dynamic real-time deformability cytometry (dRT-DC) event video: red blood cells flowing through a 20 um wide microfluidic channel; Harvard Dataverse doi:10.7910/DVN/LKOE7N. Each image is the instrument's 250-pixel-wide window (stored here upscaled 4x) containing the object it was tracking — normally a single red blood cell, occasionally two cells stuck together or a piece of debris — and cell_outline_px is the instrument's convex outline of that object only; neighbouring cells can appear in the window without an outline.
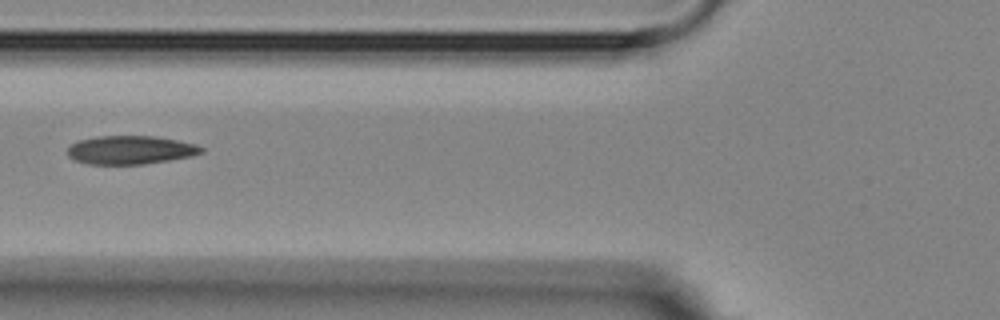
{"species": "Egyptian fruit bat (a non-hibernating species)", "species_latin": "Rousettus aegyptiacus", "temperature_condition": "room temperature", "stored_images_in_passage": 9, "camera_frame_rate_fps": 3000, "um_per_image_px": 0.085, "animal": {"sex": "female"}, "frame": {"image": 1, "passage_image": 6, "time_ms": 5.667, "image_size_px": [1000, 320], "cell_outline_px": [[204, 152], [192, 156], [144, 164], [88, 164], [76, 160], [68, 156], [68, 148], [72, 144], [80, 140], [96, 136], [156, 136], [196, 144], [204, 148]], "centroid_in_image_um": [11.11, 12.74], "position_along_channel_um": 114.7, "area_um2": 22.14}}
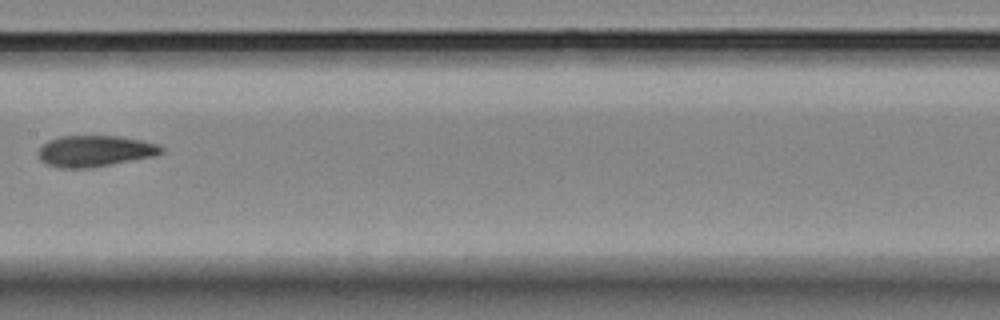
{"frame": {"image": 2, "passage_image": 8, "time_ms": 8.0, "image_size_px": [1000, 320], "cell_outline_px": [[164, 152], [156, 156], [92, 168], [56, 168], [40, 160], [40, 148], [48, 140], [60, 136], [116, 136], [140, 140], [160, 144], [164, 148]], "centroid_in_image_um": [8.12, 12.85], "position_along_channel_um": 199.3, "area_um2": 22.48}}
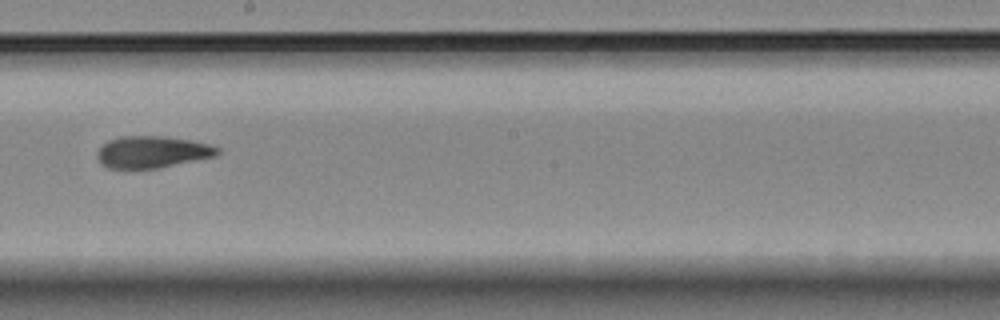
{"frame": {"image": 3, "passage_image": 9, "time_ms": 9.0, "image_size_px": [1000, 320], "cell_outline_px": [[220, 152], [216, 156], [160, 168], [108, 168], [100, 164], [96, 156], [96, 152], [108, 140], [120, 136], [164, 136], [192, 140], [208, 144], [220, 148]], "centroid_in_image_um": [12.94, 12.92], "position_along_channel_um": 235.3, "area_um2": 22.48}}